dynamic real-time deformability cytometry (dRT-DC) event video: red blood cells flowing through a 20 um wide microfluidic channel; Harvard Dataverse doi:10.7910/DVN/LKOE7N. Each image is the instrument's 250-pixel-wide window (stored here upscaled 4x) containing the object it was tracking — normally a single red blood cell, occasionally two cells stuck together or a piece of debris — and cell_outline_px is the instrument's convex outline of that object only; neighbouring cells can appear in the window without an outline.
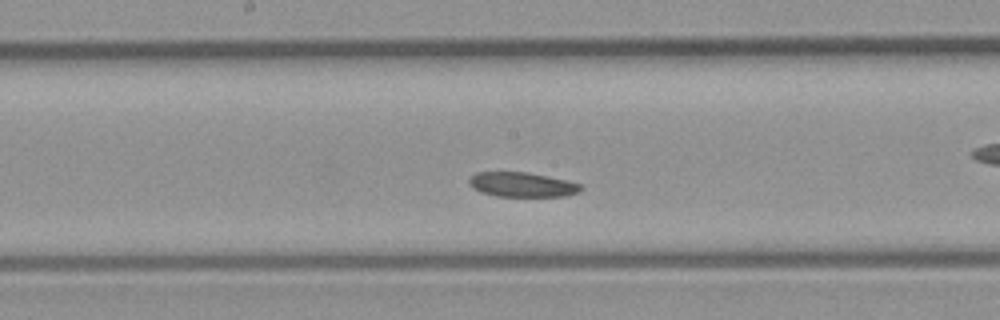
{"species": "common noctule bat (a hibernating species)", "species_latin": "Nyctalus noctula", "temperature_condition": "room temperature", "stored_images_in_passage": 32, "camera_frame_rate_fps": 3000, "um_per_image_px": 0.085, "animal": {"sex": "male", "body_mass_g": 23.1, "forearm_length_mm": 52.7}, "frame": {"image": 1, "passage_image": 14, "time_ms": 4.333, "image_size_px": [1000, 320], "cell_outline_px": [[584, 188], [580, 192], [568, 196], [496, 196], [480, 192], [472, 188], [468, 184], [468, 180], [476, 172], [528, 172], [568, 180], [580, 184]], "centroid_in_image_um": [44.39, 15.69], "position_along_channel_um": 203.8, "area_um2": 16.24}}
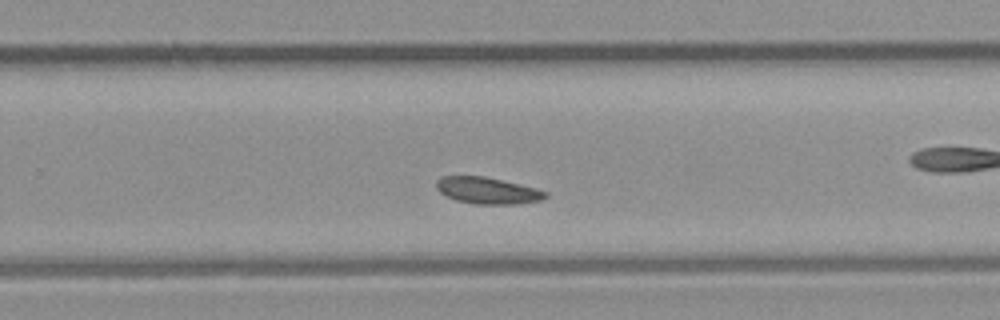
{"frame": {"image": 2, "passage_image": 19, "time_ms": 6.0, "image_size_px": [1000, 320], "cell_outline_px": [[548, 196], [540, 200], [516, 204], [476, 204], [456, 200], [440, 192], [436, 188], [436, 180], [440, 176], [484, 176], [536, 188], [548, 192]], "centroid_in_image_um": [41.43, 16.19], "position_along_channel_um": 288.4, "area_um2": 16.82}}